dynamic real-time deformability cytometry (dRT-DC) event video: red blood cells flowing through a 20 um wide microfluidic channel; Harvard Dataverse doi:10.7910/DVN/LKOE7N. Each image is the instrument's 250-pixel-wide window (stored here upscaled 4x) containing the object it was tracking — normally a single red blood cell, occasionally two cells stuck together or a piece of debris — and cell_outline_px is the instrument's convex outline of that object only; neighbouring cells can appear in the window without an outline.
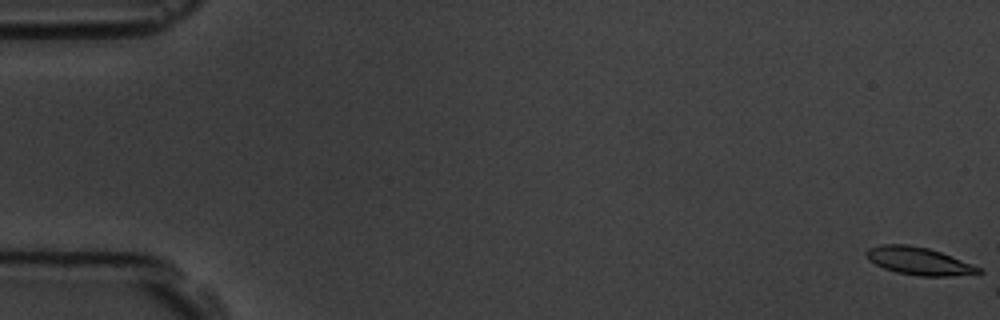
{"species": "common noctule bat (a hibernating species)", "species_latin": "Nyctalus noctula", "temperature_condition": "room temperature", "stored_images_in_passage": 8, "camera_frame_rate_fps": 3000, "um_per_image_px": 0.085, "animal": {"sex": "male", "body_mass_g": 19.5, "forearm_length_mm": 54.6}, "frame": {"image": 1, "passage_image": 1, "time_ms": 0.0, "image_size_px": [1000, 320], "cell_outline_px": [[984, 272], [948, 276], [920, 276], [896, 272], [884, 268], [868, 260], [864, 256], [864, 252], [868, 248], [880, 244], [908, 244], [928, 248], [952, 256], [980, 268]], "centroid_in_image_um": [78.02, 22.17], "position_along_channel_um": 7.0, "area_um2": 18.03}}